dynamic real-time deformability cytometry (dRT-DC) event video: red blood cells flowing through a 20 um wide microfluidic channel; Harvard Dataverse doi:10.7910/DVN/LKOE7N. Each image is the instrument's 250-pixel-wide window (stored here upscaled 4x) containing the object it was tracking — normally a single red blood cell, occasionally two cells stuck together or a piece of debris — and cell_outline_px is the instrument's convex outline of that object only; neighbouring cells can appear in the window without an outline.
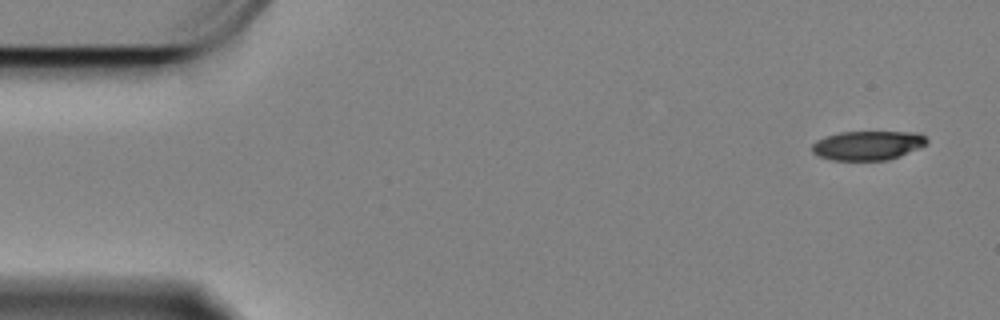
{"species": "Egyptian fruit bat (a non-hibernating species)", "species_latin": "Rousettus aegyptiacus", "temperature_condition": "cold", "stored_images_in_passage": 58, "camera_frame_rate_fps": 3000, "um_per_image_px": 0.085, "animal": {"sex": "female"}, "frame": {"image": 1, "passage_image": 1, "time_ms": 0.0, "image_size_px": [1000, 320], "cell_outline_px": [[928, 144], [920, 148], [900, 156], [888, 160], [832, 160], [820, 156], [812, 152], [812, 144], [816, 140], [824, 136], [840, 132], [920, 132], [928, 140]], "centroid_in_image_um": [73.78, 12.35], "position_along_channel_um": 11.2, "area_um2": 19.71}}
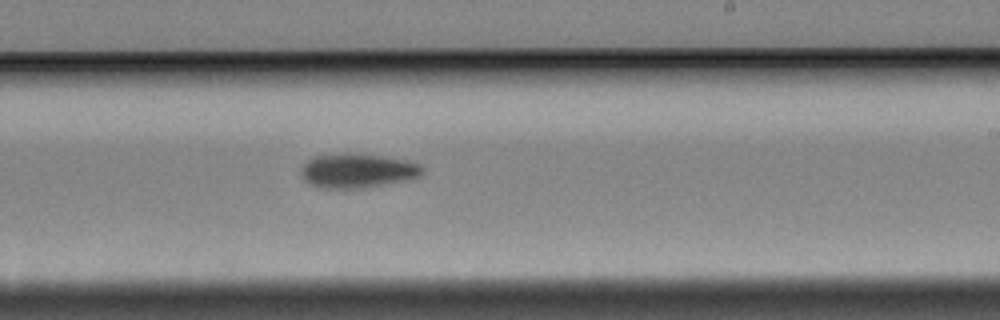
{"frame": {"image": 2, "passage_image": 33, "time_ms": 10.667, "image_size_px": [1000, 320], "cell_outline_px": [[424, 172], [420, 176], [412, 180], [364, 188], [316, 188], [308, 184], [304, 180], [300, 172], [304, 164], [308, 160], [316, 156], [376, 156], [400, 160], [420, 164], [424, 168]], "centroid_in_image_um": [30.41, 14.59], "position_along_channel_um": 258.6, "area_um2": 23.52}}
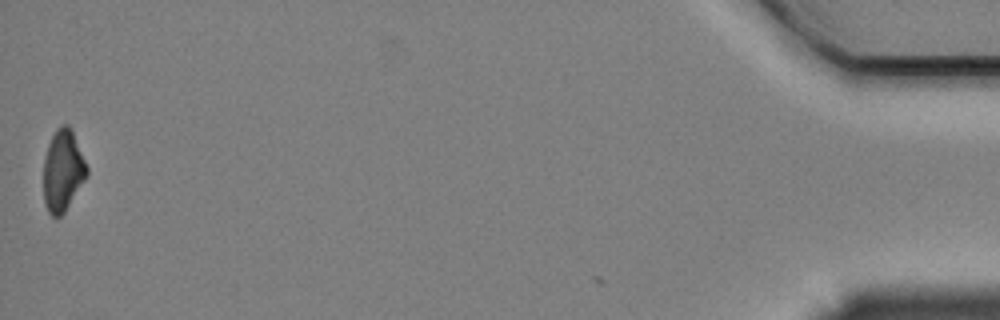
{"frame": {"image": 3, "passage_image": 57, "time_ms": 18.667, "image_size_px": [1000, 320], "cell_outline_px": [[88, 176], [64, 212], [60, 216], [52, 216], [48, 212], [44, 204], [44, 160], [48, 144], [56, 128], [60, 124], [68, 124], [72, 128], [88, 168]], "centroid_in_image_um": [5.35, 14.47], "position_along_channel_um": 429.8, "area_um2": 20.69}, "authors_computed_cell_mechanics": {"area_um2": 22.5131, "velocity_mm_per_s": 3.3456, "shape_relaxation_time_tau1_ms": 3.4222, "shape_relaxation_time_tau2_ms": null, "deformation_change_tau1": 0.1132, "deformation_change_tau2": null}}